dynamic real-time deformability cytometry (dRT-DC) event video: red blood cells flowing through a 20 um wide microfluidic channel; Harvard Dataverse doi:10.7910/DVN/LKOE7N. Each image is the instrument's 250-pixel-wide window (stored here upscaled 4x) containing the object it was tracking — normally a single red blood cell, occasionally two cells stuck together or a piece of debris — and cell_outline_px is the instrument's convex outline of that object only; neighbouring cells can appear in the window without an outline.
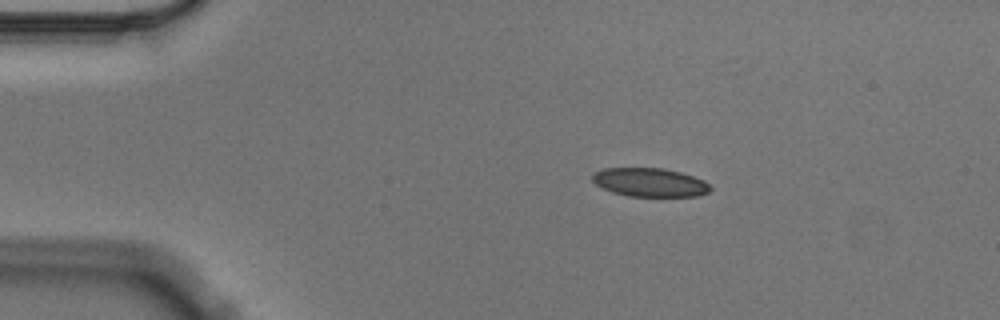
{"species": "Egyptian fruit bat (a non-hibernating species)", "species_latin": "Rousettus aegyptiacus", "temperature_condition": "cold", "stored_images_in_passage": 3, "camera_frame_rate_fps": 3000, "um_per_image_px": 0.085, "animal": {"sex": "male"}, "frame": {"image": 1, "passage_image": 2, "time_ms": 0.333, "image_size_px": [1000, 320], "cell_outline_px": [[712, 188], [708, 192], [700, 196], [628, 196], [612, 192], [596, 184], [592, 180], [592, 176], [596, 172], [604, 168], [664, 168], [680, 172], [704, 180]], "centroid_in_image_um": [55.25, 15.5], "position_along_channel_um": 29.7, "area_um2": 19.59}}